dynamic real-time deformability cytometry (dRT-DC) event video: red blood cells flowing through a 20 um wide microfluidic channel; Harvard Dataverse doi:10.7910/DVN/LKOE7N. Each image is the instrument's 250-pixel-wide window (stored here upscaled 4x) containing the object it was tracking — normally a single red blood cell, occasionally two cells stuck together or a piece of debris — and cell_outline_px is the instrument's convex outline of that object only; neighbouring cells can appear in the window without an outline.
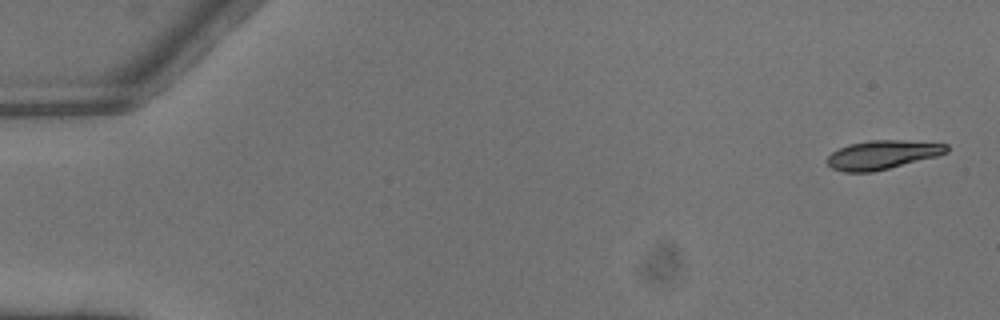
{"species": "common noctule bat (a hibernating species)", "species_latin": "Nyctalus noctula", "temperature_condition": "warm", "stored_images_in_passage": 3, "camera_frame_rate_fps": 3000, "um_per_image_px": 0.085, "animal": {"sex": "male", "body_mass_g": 13.3}, "frame": {"image": 1, "passage_image": 1, "time_ms": 0.0, "image_size_px": [1000, 320], "cell_outline_px": [[948, 152], [936, 156], [872, 172], [844, 172], [832, 168], [828, 164], [828, 156], [832, 152], [848, 144], [868, 140], [900, 140], [948, 144]], "centroid_in_image_um": [74.98, 13.15], "position_along_channel_um": 10.0, "area_um2": 19.83}}
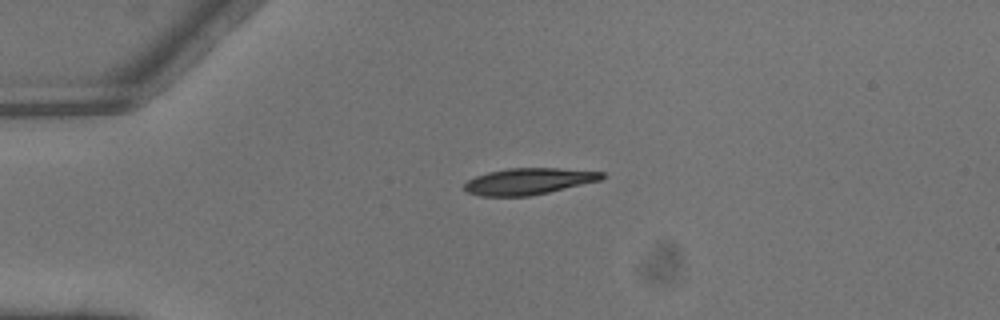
{"frame": {"image": 2, "passage_image": 3, "time_ms": 0.667, "image_size_px": [1000, 320], "cell_outline_px": [[604, 176], [600, 180], [548, 192], [528, 196], [480, 196], [468, 192], [464, 188], [464, 184], [468, 180], [476, 176], [488, 172], [508, 168], [556, 168], [604, 172]], "centroid_in_image_um": [44.9, 15.41], "position_along_channel_um": 40.1, "area_um2": 20.92}}